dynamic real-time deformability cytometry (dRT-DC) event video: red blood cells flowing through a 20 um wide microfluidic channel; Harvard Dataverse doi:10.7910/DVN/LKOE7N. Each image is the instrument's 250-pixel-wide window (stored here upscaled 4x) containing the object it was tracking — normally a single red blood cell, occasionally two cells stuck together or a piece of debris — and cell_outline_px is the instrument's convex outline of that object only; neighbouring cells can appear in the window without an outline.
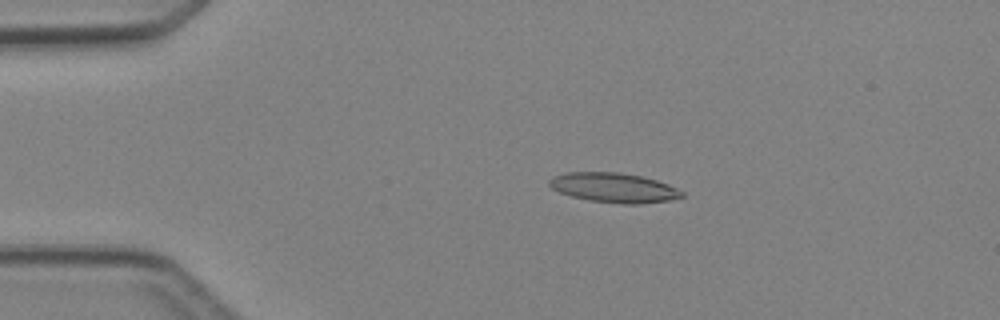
{"species": "Egyptian fruit bat (a non-hibernating species)", "species_latin": "Rousettus aegyptiacus", "temperature_condition": "cold", "stored_images_in_passage": 3, "camera_frame_rate_fps": 3000, "um_per_image_px": 0.085, "animal": {"sex": "female"}, "frame": {"image": 1, "passage_image": 2, "time_ms": 2.0, "image_size_px": [1000, 320], "cell_outline_px": [[684, 196], [668, 200], [640, 204], [624, 204], [592, 200], [572, 196], [560, 192], [552, 188], [548, 184], [548, 180], [552, 176], [568, 172], [620, 172], [640, 176], [656, 180], [668, 184], [684, 192]], "centroid_in_image_um": [52.17, 15.94], "position_along_channel_um": 32.8, "area_um2": 22.72}}